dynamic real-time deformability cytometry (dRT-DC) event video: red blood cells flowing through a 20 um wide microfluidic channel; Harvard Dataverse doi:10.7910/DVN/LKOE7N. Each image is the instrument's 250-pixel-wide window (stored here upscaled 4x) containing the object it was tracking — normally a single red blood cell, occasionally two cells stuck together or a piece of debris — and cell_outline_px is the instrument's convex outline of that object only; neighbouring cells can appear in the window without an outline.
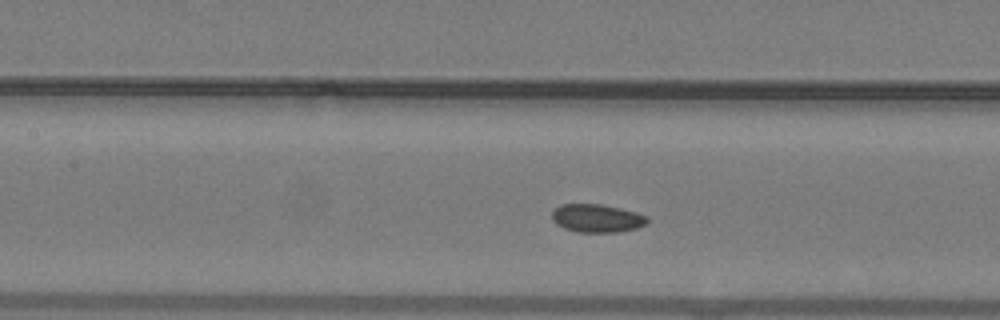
{"species": "common noctule bat (a hibernating species)", "species_latin": "Nyctalus noctula", "temperature_condition": "warm", "stored_images_in_passage": 44, "camera_frame_rate_fps": 3000, "um_per_image_px": 0.085, "animal": {"sex": "male", "body_mass_g": 19.2, "forearm_length_mm": 51.8}, "frame": {"image": 1, "passage_image": 19, "time_ms": 6.0, "image_size_px": [1000, 320], "cell_outline_px": [[648, 224], [636, 228], [620, 232], [576, 232], [564, 228], [556, 224], [552, 220], [552, 212], [560, 204], [600, 204], [620, 208], [636, 212], [648, 216]], "centroid_in_image_um": [50.75, 18.55], "position_along_channel_um": 156.7, "area_um2": 15.78}}